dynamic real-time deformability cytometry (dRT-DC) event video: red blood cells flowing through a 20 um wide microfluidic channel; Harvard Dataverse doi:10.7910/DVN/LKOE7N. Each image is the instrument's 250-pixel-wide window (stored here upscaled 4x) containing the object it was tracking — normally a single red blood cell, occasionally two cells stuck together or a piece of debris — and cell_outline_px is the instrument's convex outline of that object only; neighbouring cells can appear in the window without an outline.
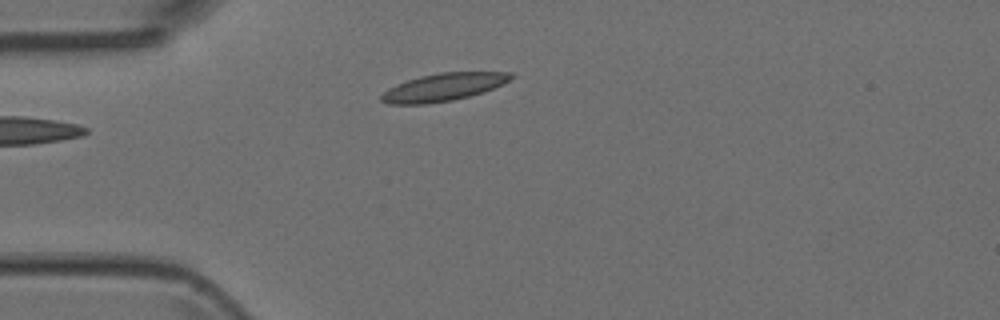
{"species": "Egyptian fruit bat (a non-hibernating species)", "species_latin": "Rousettus aegyptiacus", "temperature_condition": "room temperature", "stored_images_in_passage": 2, "camera_frame_rate_fps": 3000, "um_per_image_px": 0.085, "animal": {"sex": "female"}, "frame": {"image": 1, "passage_image": 2, "time_ms": 0.333, "image_size_px": [1000, 320], "cell_outline_px": [[516, 76], [484, 92], [452, 100], [428, 104], [388, 104], [380, 100], [380, 96], [388, 88], [396, 84], [420, 76], [440, 72], [512, 72]], "centroid_in_image_um": [37.66, 7.41], "position_along_channel_um": 47.3, "area_um2": 20.81}}